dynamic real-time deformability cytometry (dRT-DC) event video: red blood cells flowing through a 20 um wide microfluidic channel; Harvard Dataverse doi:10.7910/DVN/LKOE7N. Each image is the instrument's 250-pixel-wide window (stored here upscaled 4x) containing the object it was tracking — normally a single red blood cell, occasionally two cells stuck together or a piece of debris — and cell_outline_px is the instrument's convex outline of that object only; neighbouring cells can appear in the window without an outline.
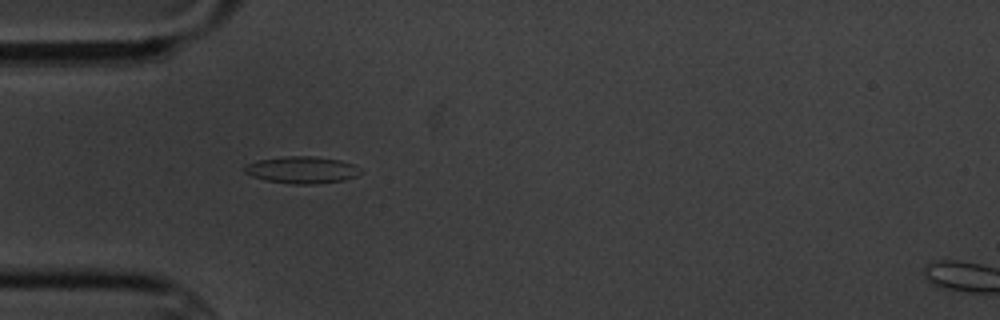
{"species": "common noctule bat (a hibernating species)", "species_latin": "Nyctalus noctula", "temperature_condition": "cold", "stored_images_in_passage": 3, "segment_of_instrument_passage": [1, 2], "camera_frame_rate_fps": 3000, "um_per_image_px": 0.085, "animal": {"sex": "male", "body_mass_g": 20.1, "forearm_length_mm": 53.5}, "frame": {"image": 1, "passage_image": 2, "time_ms": 1.333, "image_size_px": [1000, 320], "cell_outline_px": [[364, 172], [356, 176], [344, 180], [312, 184], [292, 184], [264, 180], [252, 176], [244, 172], [244, 168], [248, 164], [256, 160], [284, 156], [312, 156], [340, 160], [352, 164], [360, 168]], "centroid_in_image_um": [25.67, 14.44], "position_along_channel_um": 59.3, "area_um2": 18.26}}